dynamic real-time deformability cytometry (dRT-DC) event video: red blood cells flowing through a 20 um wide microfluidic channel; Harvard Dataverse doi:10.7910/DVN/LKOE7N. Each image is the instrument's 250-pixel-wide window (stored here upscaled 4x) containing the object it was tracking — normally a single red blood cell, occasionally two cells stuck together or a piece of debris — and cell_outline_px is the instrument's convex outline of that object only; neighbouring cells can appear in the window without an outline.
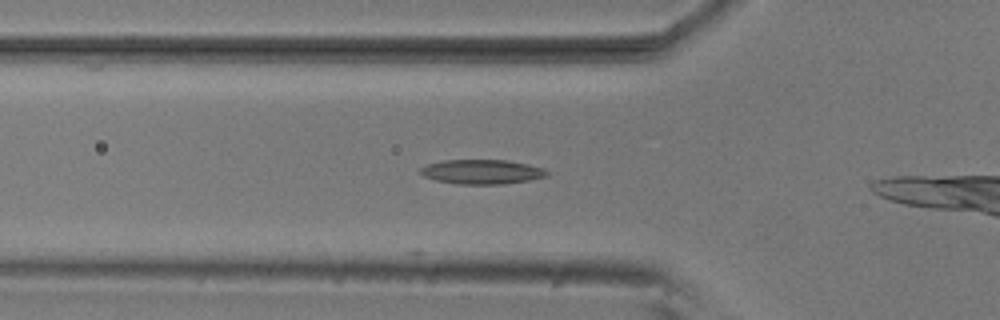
{"species": "common noctule bat (a hibernating species)", "species_latin": "Nyctalus noctula", "temperature_condition": "room temperature", "stored_images_in_passage": 10, "camera_frame_rate_fps": 3000, "um_per_image_px": 0.085, "animal": {"sex": "male", "body_mass_g": 20.5, "forearm_length_mm": 52.5}, "frame": {"image": 1, "passage_image": 8, "time_ms": 2.333, "image_size_px": [1000, 320], "cell_outline_px": [[548, 176], [528, 180], [504, 184], [456, 184], [436, 180], [424, 176], [420, 172], [420, 168], [428, 164], [444, 160], [508, 160], [528, 164], [544, 168], [548, 172]], "centroid_in_image_um": [40.98, 14.6], "position_along_channel_um": 84.8, "area_um2": 18.03}}